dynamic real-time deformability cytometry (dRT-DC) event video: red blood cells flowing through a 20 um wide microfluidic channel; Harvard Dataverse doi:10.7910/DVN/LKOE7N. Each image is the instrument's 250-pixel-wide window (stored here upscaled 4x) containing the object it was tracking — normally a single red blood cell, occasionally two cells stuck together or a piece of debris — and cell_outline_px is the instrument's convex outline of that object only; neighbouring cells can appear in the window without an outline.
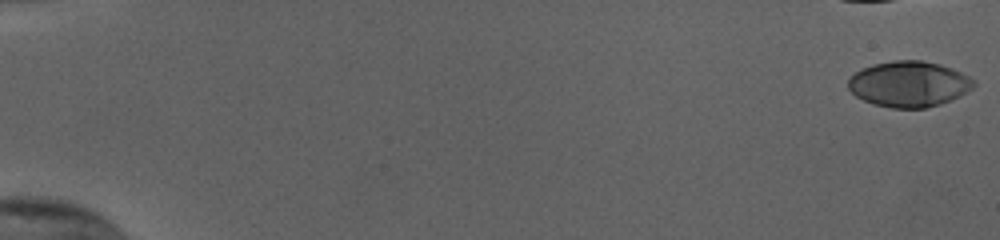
{"species": "human", "species_latin": "Homo sapiens", "temperature_condition": "cold", "stored_images_in_passage": 16, "camera_frame_rate_fps": 3000, "um_per_image_px": 0.085, "donor": {"sex": "female"}, "frame": {"image": 1, "passage_image": 1, "time_ms": 0.0, "image_size_px": [1000, 240], "cell_outline_px": [[976, 84], [972, 88], [960, 96], [952, 100], [940, 104], [924, 108], [892, 108], [876, 104], [864, 100], [856, 96], [848, 88], [848, 80], [856, 72], [872, 64], [892, 60], [920, 60], [940, 64], [952, 68], [968, 76]], "centroid_in_image_um": [77.27, 7.14], "position_along_channel_um": 7.7, "area_um2": 33.29}}
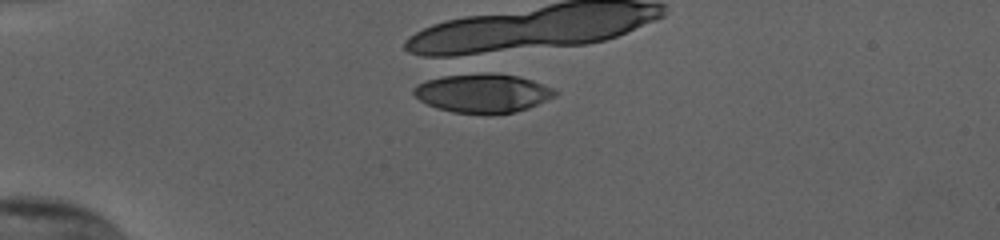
{"frame": {"image": 2, "passage_image": 16, "time_ms": 5.0, "image_size_px": [1000, 240], "cell_outline_px": [[556, 96], [528, 108], [516, 112], [488, 116], [452, 112], [436, 108], [420, 100], [412, 92], [412, 88], [416, 84], [452, 72], [488, 72], [520, 76], [532, 80], [552, 88], [556, 92]], "centroid_in_image_um": [40.99, 7.91], "position_along_channel_um": 44.0, "area_um2": 33.06}}